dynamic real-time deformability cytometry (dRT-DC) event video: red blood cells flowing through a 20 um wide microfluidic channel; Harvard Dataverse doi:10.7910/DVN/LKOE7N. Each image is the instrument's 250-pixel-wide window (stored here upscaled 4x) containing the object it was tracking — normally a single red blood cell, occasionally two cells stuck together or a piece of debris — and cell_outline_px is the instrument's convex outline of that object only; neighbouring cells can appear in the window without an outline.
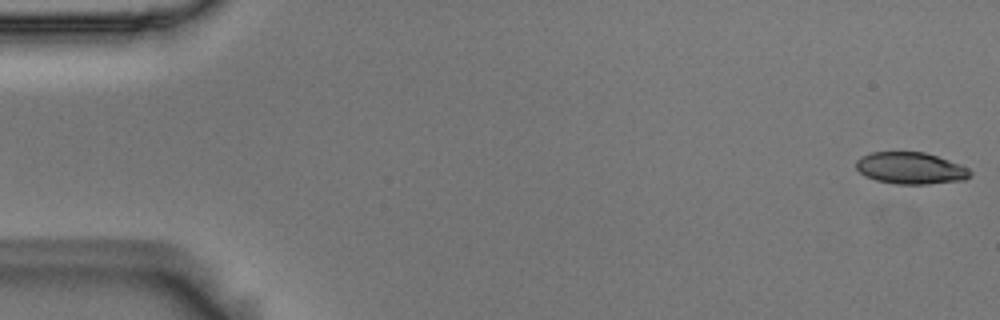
{"species": "Egyptian fruit bat (a non-hibernating species)", "species_latin": "Rousettus aegyptiacus", "temperature_condition": "room temperature", "stored_images_in_passage": 5, "camera_frame_rate_fps": 3000, "um_per_image_px": 0.085, "animal": {"sex": "male"}, "frame": {"image": 1, "passage_image": 1, "time_ms": 0.0, "image_size_px": [1000, 320], "cell_outline_px": [[972, 176], [964, 180], [928, 184], [896, 184], [876, 180], [864, 176], [856, 168], [856, 160], [860, 156], [872, 152], [924, 152], [948, 160], [968, 168], [972, 172]], "centroid_in_image_um": [77.39, 14.3], "position_along_channel_um": 7.6, "area_um2": 21.15}}
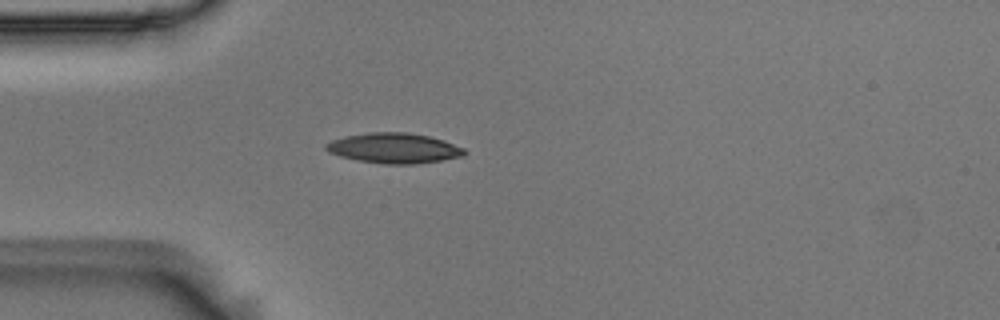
{"frame": {"image": 2, "passage_image": 5, "time_ms": 1.333, "image_size_px": [1000, 320], "cell_outline_px": [[468, 152], [464, 156], [416, 164], [384, 164], [356, 160], [340, 156], [328, 152], [324, 148], [324, 144], [332, 140], [344, 136], [368, 132], [408, 132], [428, 136], [444, 140], [464, 148]], "centroid_in_image_um": [33.48, 12.59], "position_along_channel_um": 51.5, "area_um2": 24.57}}